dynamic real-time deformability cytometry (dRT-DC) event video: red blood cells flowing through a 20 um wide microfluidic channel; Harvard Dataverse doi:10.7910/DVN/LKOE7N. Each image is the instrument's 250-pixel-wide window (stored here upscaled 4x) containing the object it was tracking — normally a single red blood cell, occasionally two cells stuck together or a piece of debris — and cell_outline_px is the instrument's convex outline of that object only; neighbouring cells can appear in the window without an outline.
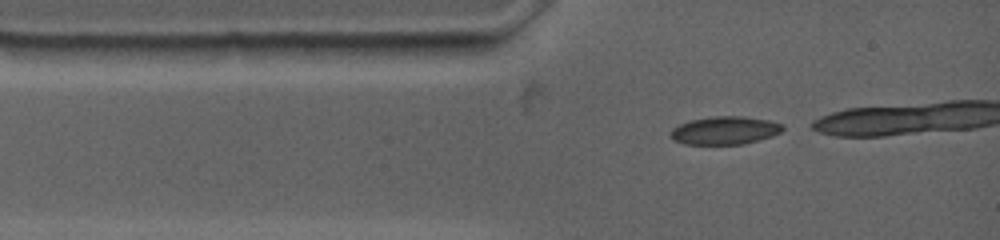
{"species": "common noctule bat (a hibernating species)", "species_latin": "Nyctalus noctula", "temperature_condition": "warm", "stored_images_in_passage": 6, "camera_frame_rate_fps": 4500, "um_per_image_px": 0.085, "animal": {"sex": "female", "body_mass_g": 19.0, "forearm_length_mm": 53.3}, "frame": {"image": 1, "passage_image": 1, "time_ms": 0.0, "image_size_px": [1000, 240], "cell_outline_px": [[784, 128], [780, 132], [772, 136], [760, 140], [744, 144], [684, 144], [672, 140], [668, 136], [668, 132], [672, 128], [680, 124], [692, 120], [712, 116], [744, 116], [768, 120], [784, 124]], "centroid_in_image_um": [61.58, 11.09], "position_along_channel_um": 23.4, "area_um2": 18.55}}
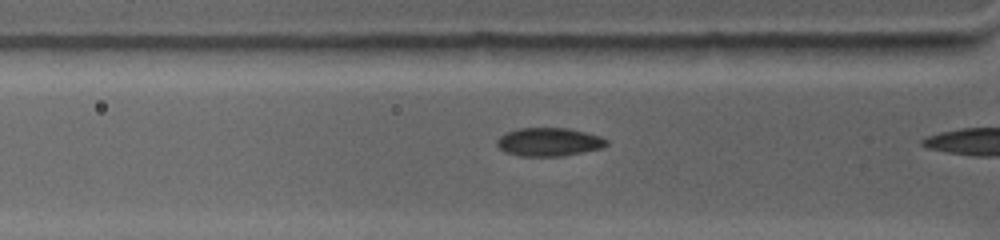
{"frame": {"image": 2, "passage_image": 5, "time_ms": 1.778, "image_size_px": [1000, 240], "cell_outline_px": [[608, 144], [600, 148], [560, 156], [520, 156], [504, 152], [496, 144], [496, 140], [504, 132], [520, 128], [568, 128], [600, 136], [608, 140]], "centroid_in_image_um": [46.61, 12.06], "position_along_channel_um": 79.2, "area_um2": 18.03}}